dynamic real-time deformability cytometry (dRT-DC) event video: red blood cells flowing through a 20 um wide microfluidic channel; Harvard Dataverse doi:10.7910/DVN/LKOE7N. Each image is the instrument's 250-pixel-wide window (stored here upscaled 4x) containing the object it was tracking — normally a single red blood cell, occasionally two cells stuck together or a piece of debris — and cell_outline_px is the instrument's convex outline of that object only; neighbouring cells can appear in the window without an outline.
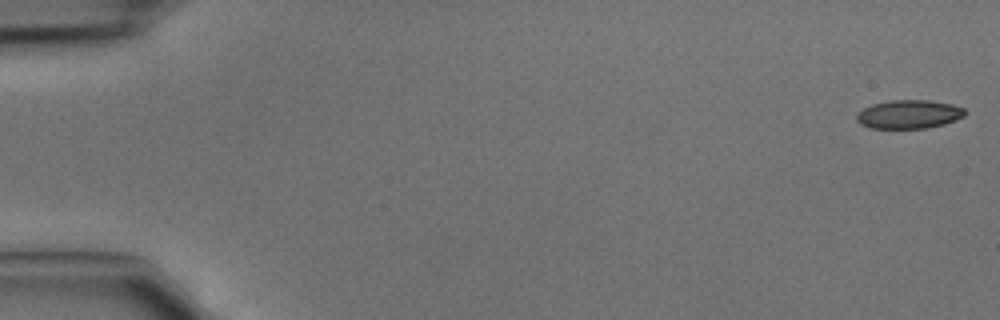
{"species": "common noctule bat (a hibernating species)", "species_latin": "Nyctalus noctula", "temperature_condition": "cold", "stored_images_in_passage": 2, "camera_frame_rate_fps": 3000, "um_per_image_px": 0.085, "animal": {"sex": "male", "body_mass_g": 15.6}, "frame": {"image": 1, "passage_image": 2, "time_ms": 0.333, "image_size_px": [1000, 320], "cell_outline_px": [[964, 116], [956, 120], [944, 124], [928, 128], [868, 128], [860, 124], [856, 120], [856, 116], [864, 108], [872, 104], [892, 100], [928, 100], [952, 104], [964, 108]], "centroid_in_image_um": [77.25, 9.72], "position_along_channel_um": 7.7, "area_um2": 18.03}}